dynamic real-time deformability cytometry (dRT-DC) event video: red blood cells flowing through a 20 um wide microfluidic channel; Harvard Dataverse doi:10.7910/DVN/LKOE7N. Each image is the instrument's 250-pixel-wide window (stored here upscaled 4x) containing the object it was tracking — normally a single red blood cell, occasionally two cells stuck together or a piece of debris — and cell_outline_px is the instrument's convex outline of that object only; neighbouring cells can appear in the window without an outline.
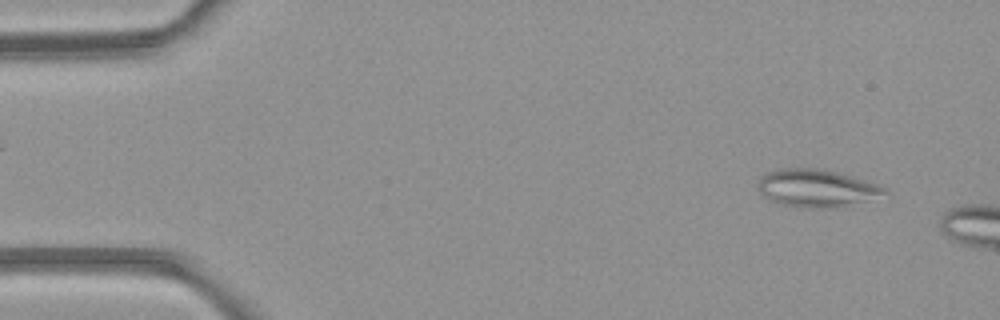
{"species": "common noctule bat (a hibernating species)", "species_latin": "Nyctalus noctula", "temperature_condition": "room temperature", "stored_images_in_passage": 5, "camera_frame_rate_fps": 3000, "um_per_image_px": 0.085, "animal": {"sex": "female", "body_mass_g": 21.9}, "frame": {"image": 1, "passage_image": 5, "time_ms": 5.333, "image_size_px": [1000, 320], "cell_outline_px": [[884, 192], [868, 200], [840, 208], [800, 208], [776, 204], [768, 200], [756, 188], [756, 184], [760, 176], [764, 172], [784, 168], [816, 168], [836, 172], [876, 184], [884, 188]], "centroid_in_image_um": [69.26, 16.01], "position_along_channel_um": 15.7, "area_um2": 27.86}}